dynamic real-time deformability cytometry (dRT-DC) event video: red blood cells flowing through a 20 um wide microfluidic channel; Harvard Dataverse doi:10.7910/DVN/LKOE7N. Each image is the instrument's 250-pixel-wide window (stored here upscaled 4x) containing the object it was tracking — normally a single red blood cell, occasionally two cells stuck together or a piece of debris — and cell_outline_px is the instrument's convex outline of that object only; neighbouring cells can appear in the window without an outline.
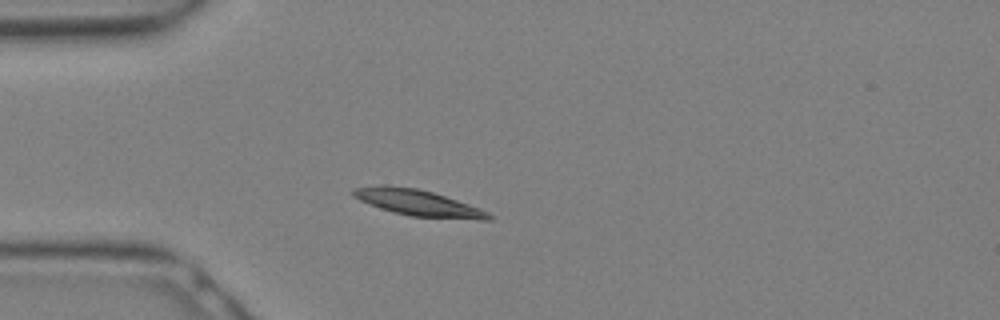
{"species": "Egyptian fruit bat (a non-hibernating species)", "species_latin": "Rousettus aegyptiacus", "temperature_condition": "warm", "stored_images_in_passage": 11, "camera_frame_rate_fps": 3000, "um_per_image_px": 0.085, "animal": {"sex": "female"}, "frame": {"image": 1, "passage_image": 1, "time_ms": 0.0, "image_size_px": [1000, 320], "cell_outline_px": [[492, 220], [476, 220], [412, 216], [392, 212], [368, 204], [352, 196], [352, 188], [416, 188], [432, 192], [480, 208], [488, 212], [492, 216]], "centroid_in_image_um": [35.64, 17.3], "position_along_channel_um": 49.4, "area_um2": 19.77}}
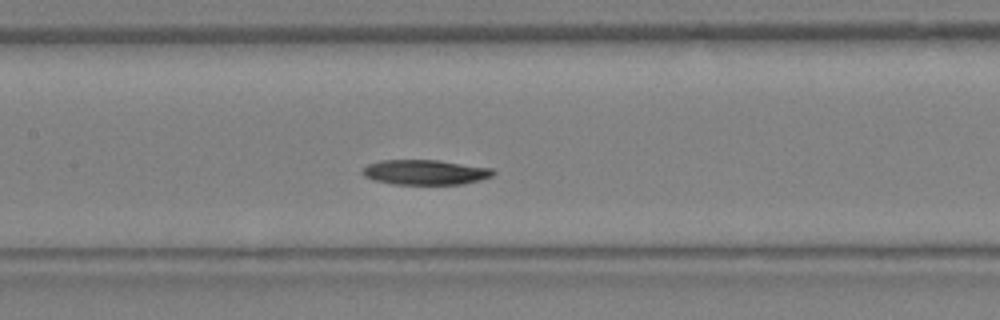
{"frame": {"image": 2, "passage_image": 7, "time_ms": 2.0, "image_size_px": [1000, 320], "cell_outline_px": [[496, 172], [492, 176], [480, 180], [460, 184], [392, 184], [376, 180], [364, 176], [360, 172], [368, 164], [380, 160], [440, 160], [492, 168]], "centroid_in_image_um": [36.15, 14.63], "position_along_channel_um": 171.3, "area_um2": 19.02}}
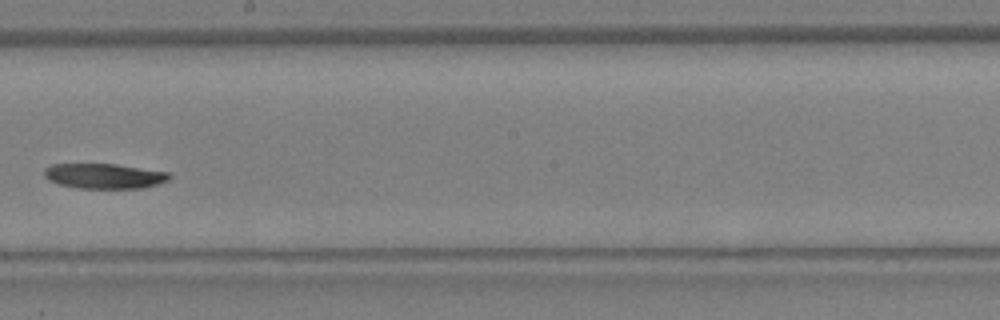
{"frame": {"image": 3, "passage_image": 10, "time_ms": 3.0, "image_size_px": [1000, 320], "cell_outline_px": [[172, 176], [168, 180], [156, 184], [140, 188], [76, 188], [60, 184], [48, 180], [44, 176], [44, 168], [52, 164], [116, 164], [168, 172]], "centroid_in_image_um": [8.83, 14.96], "position_along_channel_um": 239.4, "area_um2": 18.21}}